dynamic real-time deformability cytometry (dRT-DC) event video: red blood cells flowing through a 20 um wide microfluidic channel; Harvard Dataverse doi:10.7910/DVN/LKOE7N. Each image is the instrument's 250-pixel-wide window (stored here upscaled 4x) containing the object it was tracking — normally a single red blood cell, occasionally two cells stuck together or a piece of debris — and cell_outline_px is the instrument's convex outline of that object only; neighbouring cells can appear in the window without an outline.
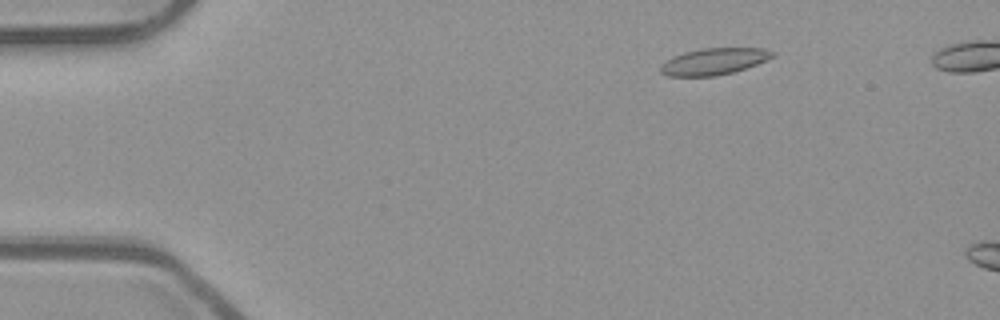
{"species": "common noctule bat (a hibernating species)", "species_latin": "Nyctalus noctula", "temperature_condition": "room temperature", "stored_images_in_passage": 8, "camera_frame_rate_fps": 3000, "um_per_image_px": 0.085, "animal": {"sex": "male", "body_mass_g": 23.1, "forearm_length_mm": 52.7}, "frame": {"image": 1, "passage_image": 3, "time_ms": 0.667, "image_size_px": [1000, 320], "cell_outline_px": [[776, 52], [772, 56], [756, 64], [732, 72], [712, 76], [668, 76], [660, 72], [660, 64], [672, 56], [684, 52], [700, 48], [764, 48]], "centroid_in_image_um": [60.62, 5.21], "position_along_channel_um": 24.4, "area_um2": 17.22}}